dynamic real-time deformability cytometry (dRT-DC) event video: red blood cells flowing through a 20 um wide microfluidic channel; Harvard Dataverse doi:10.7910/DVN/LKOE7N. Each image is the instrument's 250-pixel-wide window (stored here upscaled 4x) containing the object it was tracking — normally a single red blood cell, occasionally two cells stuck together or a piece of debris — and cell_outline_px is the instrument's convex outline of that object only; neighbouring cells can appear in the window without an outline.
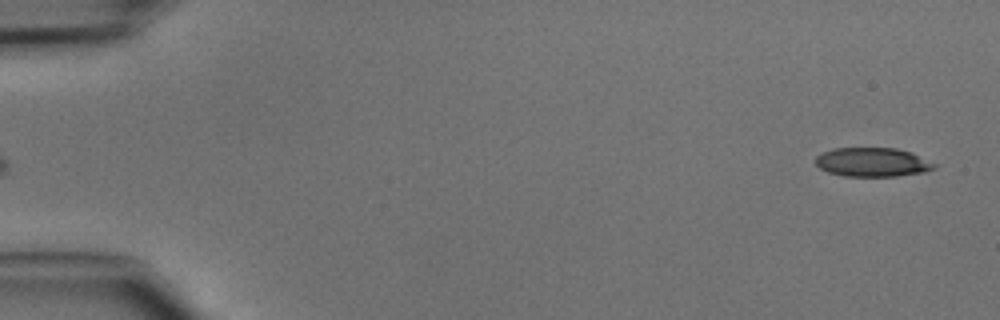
{"species": "common noctule bat (a hibernating species)", "species_latin": "Nyctalus noctula", "temperature_condition": "cold", "stored_images_in_passage": 43, "camera_frame_rate_fps": 3000, "um_per_image_px": 0.085, "animal": {"sex": "male", "body_mass_g": 15.6}, "frame": {"image": 1, "passage_image": 1, "time_ms": 0.0, "image_size_px": [1000, 320], "cell_outline_px": [[936, 168], [924, 172], [896, 176], [844, 176], [828, 172], [820, 168], [816, 164], [816, 156], [832, 148], [896, 148], [912, 152], [936, 164]], "centroid_in_image_um": [74.17, 13.78], "position_along_channel_um": 10.8, "area_um2": 20.06}}
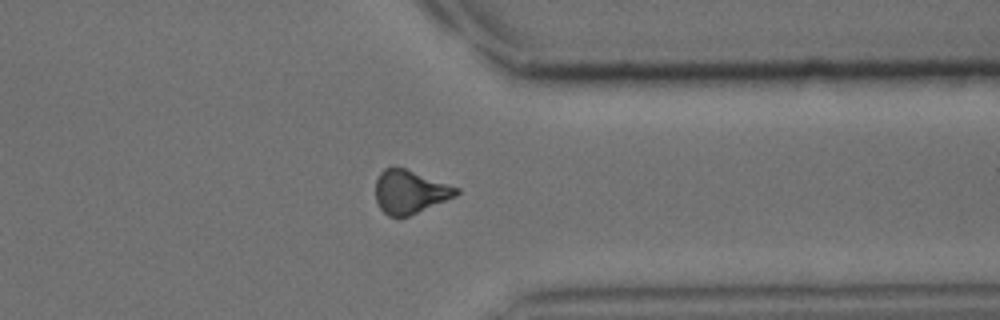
{"frame": {"image": 2, "passage_image": 36, "time_ms": 11.667, "image_size_px": [1000, 320], "cell_outline_px": [[460, 192], [456, 196], [408, 216], [388, 216], [380, 208], [376, 200], [376, 180], [380, 172], [384, 168], [404, 168], [460, 188]], "centroid_in_image_um": [34.84, 16.31], "position_along_channel_um": 376.6, "area_um2": 20.11}}
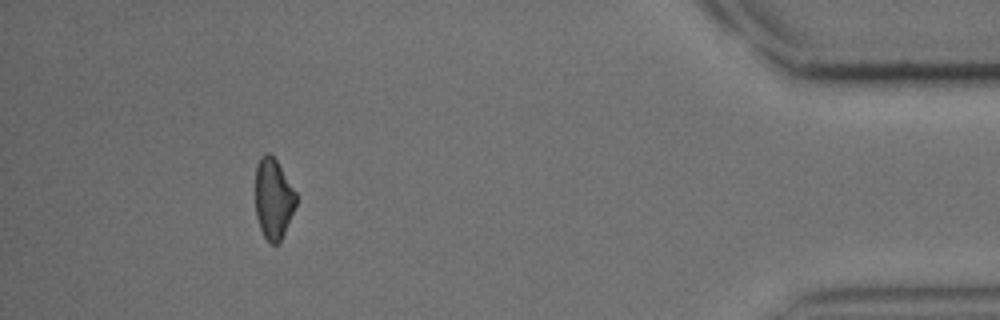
{"frame": {"image": 3, "passage_image": 42, "time_ms": 13.667, "image_size_px": [1000, 320], "cell_outline_px": [[296, 204], [280, 244], [272, 244], [264, 236], [260, 228], [256, 216], [256, 168], [260, 156], [264, 152], [268, 152], [276, 160], [296, 192]], "centroid_in_image_um": [23.23, 16.9], "position_along_channel_um": 412.0, "area_um2": 19.02}}